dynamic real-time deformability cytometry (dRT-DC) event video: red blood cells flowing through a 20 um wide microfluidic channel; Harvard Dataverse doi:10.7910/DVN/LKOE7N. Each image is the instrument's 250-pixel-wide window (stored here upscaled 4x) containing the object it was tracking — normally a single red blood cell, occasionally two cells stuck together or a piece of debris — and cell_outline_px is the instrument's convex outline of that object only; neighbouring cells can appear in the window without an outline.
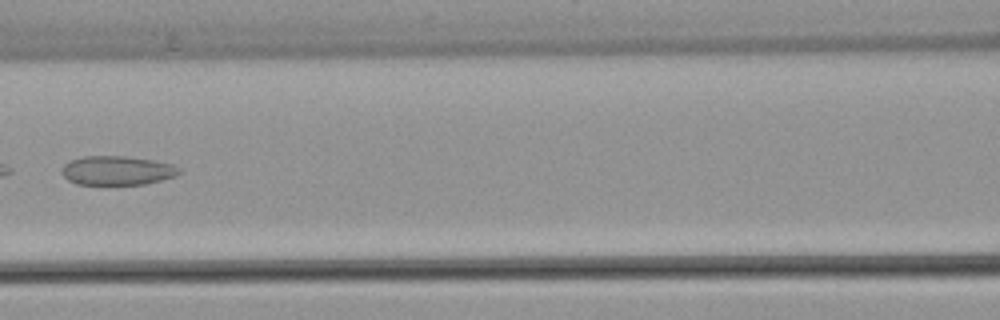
{"species": "common noctule bat (a hibernating species)", "species_latin": "Nyctalus noctula", "temperature_condition": "warm", "stored_images_in_passage": 7, "camera_frame_rate_fps": 3000, "um_per_image_px": 0.085, "animal": {"sex": "female", "body_mass_g": 22.7, "forearm_length_mm": 54.2}, "frame": {"image": 1, "passage_image": 7, "time_ms": 2.0, "image_size_px": [1000, 320], "cell_outline_px": [[180, 172], [176, 176], [144, 184], [76, 184], [68, 180], [64, 176], [64, 164], [68, 160], [84, 156], [124, 156], [152, 160], [172, 164], [180, 168]], "centroid_in_image_um": [9.96, 14.49], "position_along_channel_um": 156.6, "area_um2": 19.71}}